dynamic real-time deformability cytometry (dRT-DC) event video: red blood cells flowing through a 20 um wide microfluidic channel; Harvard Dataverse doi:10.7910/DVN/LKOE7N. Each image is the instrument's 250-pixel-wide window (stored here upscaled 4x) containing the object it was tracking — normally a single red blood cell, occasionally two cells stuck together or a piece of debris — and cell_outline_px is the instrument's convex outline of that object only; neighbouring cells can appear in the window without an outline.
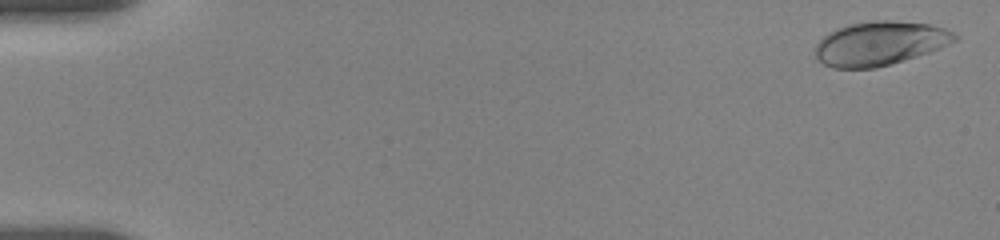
{"species": "human", "species_latin": "Homo sapiens", "temperature_condition": "room temperature", "stored_images_in_passage": 26, "camera_frame_rate_fps": 3000, "um_per_image_px": 0.085, "donor": {"sex": "female"}, "frame": {"image": 1, "passage_image": 2, "time_ms": 0.333, "image_size_px": [1000, 240], "cell_outline_px": [[960, 36], [956, 40], [940, 48], [916, 56], [876, 68], [832, 68], [824, 64], [816, 56], [816, 44], [828, 32], [836, 28], [852, 24], [876, 20], [888, 20], [928, 24], [944, 28]], "centroid_in_image_um": [74.78, 3.69], "position_along_channel_um": 10.2, "area_um2": 35.37}}
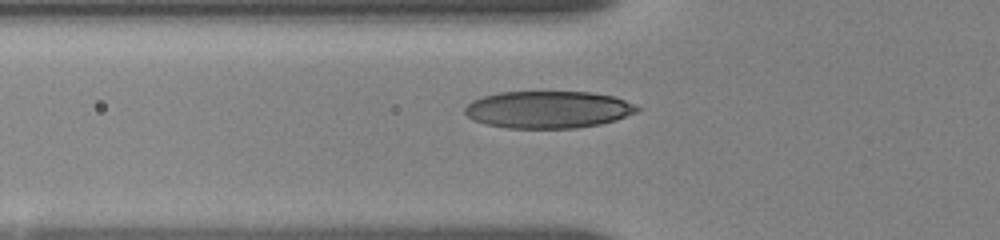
{"frame": {"image": 2, "passage_image": 19, "time_ms": 6.333, "image_size_px": [1000, 240], "cell_outline_px": [[640, 108], [636, 112], [616, 120], [600, 124], [576, 128], [508, 128], [488, 124], [476, 120], [468, 116], [464, 112], [464, 108], [472, 100], [484, 96], [500, 92], [592, 92], [616, 96]], "centroid_in_image_um": [46.61, 9.31], "position_along_channel_um": 79.2, "area_um2": 37.17}}
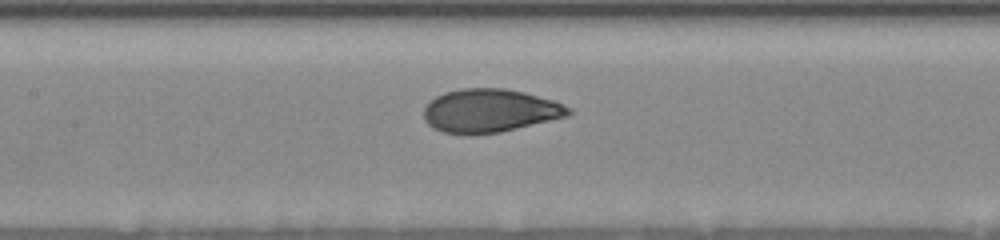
{"frame": {"image": 3, "passage_image": 26, "time_ms": 8.667, "image_size_px": [1000, 240], "cell_outline_px": [[572, 112], [568, 116], [500, 132], [444, 132], [432, 128], [424, 120], [424, 108], [436, 96], [444, 92], [460, 88], [504, 88], [524, 92], [552, 100], [572, 108]], "centroid_in_image_um": [41.65, 9.38], "position_along_channel_um": 165.8, "area_um2": 35.95}}